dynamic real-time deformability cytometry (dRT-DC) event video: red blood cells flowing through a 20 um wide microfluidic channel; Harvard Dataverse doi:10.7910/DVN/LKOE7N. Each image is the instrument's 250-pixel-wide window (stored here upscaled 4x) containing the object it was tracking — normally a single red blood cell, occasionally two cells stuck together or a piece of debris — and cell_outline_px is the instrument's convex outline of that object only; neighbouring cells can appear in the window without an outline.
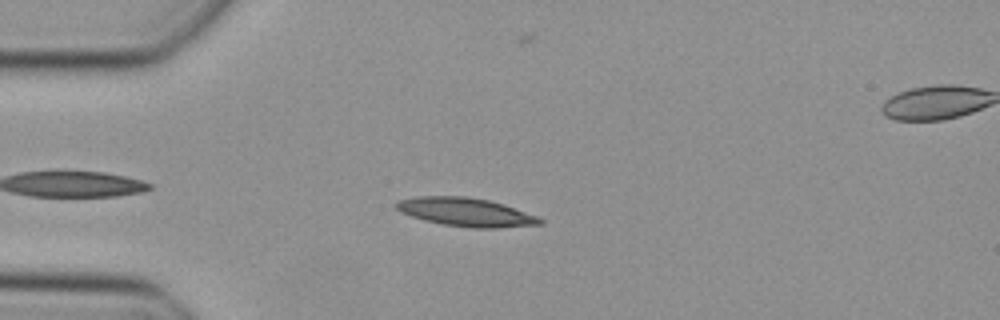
{"species": "Egyptian fruit bat (a non-hibernating species)", "species_latin": "Rousettus aegyptiacus", "temperature_condition": "cold", "stored_images_in_passage": 42, "camera_frame_rate_fps": 3000, "um_per_image_px": 0.085, "animal": {"sex": "female"}, "frame": {"image": 1, "passage_image": 5, "time_ms": 1.333, "image_size_px": [1000, 320], "cell_outline_px": [[544, 224], [496, 228], [472, 228], [444, 224], [424, 220], [400, 212], [392, 204], [400, 200], [416, 196], [468, 196], [488, 200], [504, 204], [536, 216], [544, 220]], "centroid_in_image_um": [39.59, 18.02], "position_along_channel_um": 45.4, "area_um2": 23.87}}
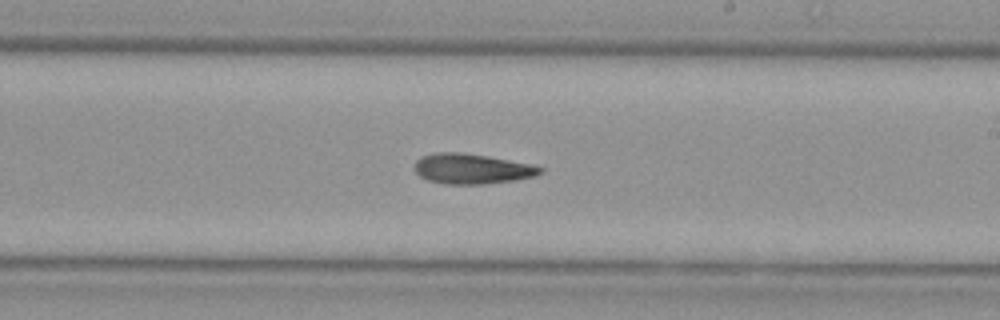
{"frame": {"image": 2, "passage_image": 21, "time_ms": 6.667, "image_size_px": [1000, 320], "cell_outline_px": [[544, 172], [532, 176], [516, 180], [484, 184], [444, 184], [428, 180], [420, 176], [416, 172], [416, 160], [420, 156], [436, 152], [464, 152], [488, 156], [528, 164], [544, 168]], "centroid_in_image_um": [40.08, 14.34], "position_along_channel_um": 248.9, "area_um2": 22.02}}
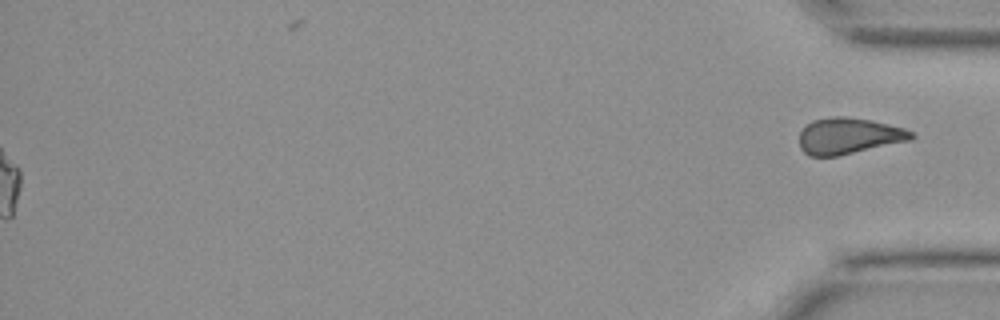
{"frame": {"image": 3, "passage_image": 42, "time_ms": 13.667, "image_size_px": [1000, 320], "cell_outline_px": [[916, 136], [912, 140], [840, 156], [808, 156], [800, 148], [800, 132], [812, 120], [832, 116], [844, 116], [872, 120], [904, 128], [916, 132]], "centroid_in_image_um": [72.19, 11.56], "position_along_channel_um": 363.0, "area_um2": 23.99}}